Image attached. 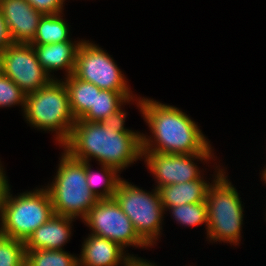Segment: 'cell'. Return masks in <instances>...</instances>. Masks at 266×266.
Returning a JSON list of instances; mask_svg holds the SVG:
<instances>
[{
	"mask_svg": "<svg viewBox=\"0 0 266 266\" xmlns=\"http://www.w3.org/2000/svg\"><path fill=\"white\" fill-rule=\"evenodd\" d=\"M200 177L197 180L170 184L159 189L163 208L175 207L183 204L204 202L210 184Z\"/></svg>",
	"mask_w": 266,
	"mask_h": 266,
	"instance_id": "cell-17",
	"label": "cell"
},
{
	"mask_svg": "<svg viewBox=\"0 0 266 266\" xmlns=\"http://www.w3.org/2000/svg\"><path fill=\"white\" fill-rule=\"evenodd\" d=\"M24 116L34 128L55 131V140L63 145L76 122L63 81L52 79L46 86L26 94Z\"/></svg>",
	"mask_w": 266,
	"mask_h": 266,
	"instance_id": "cell-3",
	"label": "cell"
},
{
	"mask_svg": "<svg viewBox=\"0 0 266 266\" xmlns=\"http://www.w3.org/2000/svg\"><path fill=\"white\" fill-rule=\"evenodd\" d=\"M124 248L117 243L96 235H89L82 244L78 266H131L134 255L124 254Z\"/></svg>",
	"mask_w": 266,
	"mask_h": 266,
	"instance_id": "cell-13",
	"label": "cell"
},
{
	"mask_svg": "<svg viewBox=\"0 0 266 266\" xmlns=\"http://www.w3.org/2000/svg\"><path fill=\"white\" fill-rule=\"evenodd\" d=\"M0 8L13 42L30 44L43 14L26 0H0Z\"/></svg>",
	"mask_w": 266,
	"mask_h": 266,
	"instance_id": "cell-12",
	"label": "cell"
},
{
	"mask_svg": "<svg viewBox=\"0 0 266 266\" xmlns=\"http://www.w3.org/2000/svg\"><path fill=\"white\" fill-rule=\"evenodd\" d=\"M59 14L43 15L37 27V32L31 45H45L71 41L68 24Z\"/></svg>",
	"mask_w": 266,
	"mask_h": 266,
	"instance_id": "cell-19",
	"label": "cell"
},
{
	"mask_svg": "<svg viewBox=\"0 0 266 266\" xmlns=\"http://www.w3.org/2000/svg\"><path fill=\"white\" fill-rule=\"evenodd\" d=\"M81 42L73 43L65 41L62 43H52L45 45H32L37 59L44 71L50 75L52 70L65 69L66 77L73 74L75 69L76 54Z\"/></svg>",
	"mask_w": 266,
	"mask_h": 266,
	"instance_id": "cell-15",
	"label": "cell"
},
{
	"mask_svg": "<svg viewBox=\"0 0 266 266\" xmlns=\"http://www.w3.org/2000/svg\"><path fill=\"white\" fill-rule=\"evenodd\" d=\"M56 176L48 190L55 215L82 220L98 199L86 182L85 161L73 158L67 151L61 156Z\"/></svg>",
	"mask_w": 266,
	"mask_h": 266,
	"instance_id": "cell-4",
	"label": "cell"
},
{
	"mask_svg": "<svg viewBox=\"0 0 266 266\" xmlns=\"http://www.w3.org/2000/svg\"><path fill=\"white\" fill-rule=\"evenodd\" d=\"M90 163L85 162L86 182L91 193L98 199H112L117 191V187L121 182V178L117 175L118 170L102 164L103 173H94L90 168ZM103 186V190L99 192L97 186ZM103 184V185H102Z\"/></svg>",
	"mask_w": 266,
	"mask_h": 266,
	"instance_id": "cell-20",
	"label": "cell"
},
{
	"mask_svg": "<svg viewBox=\"0 0 266 266\" xmlns=\"http://www.w3.org/2000/svg\"><path fill=\"white\" fill-rule=\"evenodd\" d=\"M26 93L0 70V107L21 105L25 109Z\"/></svg>",
	"mask_w": 266,
	"mask_h": 266,
	"instance_id": "cell-24",
	"label": "cell"
},
{
	"mask_svg": "<svg viewBox=\"0 0 266 266\" xmlns=\"http://www.w3.org/2000/svg\"><path fill=\"white\" fill-rule=\"evenodd\" d=\"M147 167L157 179L156 189L183 182L197 180L201 177L200 170L194 160L209 161L213 154H166L159 152H142Z\"/></svg>",
	"mask_w": 266,
	"mask_h": 266,
	"instance_id": "cell-11",
	"label": "cell"
},
{
	"mask_svg": "<svg viewBox=\"0 0 266 266\" xmlns=\"http://www.w3.org/2000/svg\"><path fill=\"white\" fill-rule=\"evenodd\" d=\"M25 266H78V257L64 250H25Z\"/></svg>",
	"mask_w": 266,
	"mask_h": 266,
	"instance_id": "cell-21",
	"label": "cell"
},
{
	"mask_svg": "<svg viewBox=\"0 0 266 266\" xmlns=\"http://www.w3.org/2000/svg\"><path fill=\"white\" fill-rule=\"evenodd\" d=\"M131 266H155V263L153 264L150 261H146L144 259H135L132 263Z\"/></svg>",
	"mask_w": 266,
	"mask_h": 266,
	"instance_id": "cell-28",
	"label": "cell"
},
{
	"mask_svg": "<svg viewBox=\"0 0 266 266\" xmlns=\"http://www.w3.org/2000/svg\"><path fill=\"white\" fill-rule=\"evenodd\" d=\"M73 75L101 90L132 92L112 57L89 41L82 40L78 47Z\"/></svg>",
	"mask_w": 266,
	"mask_h": 266,
	"instance_id": "cell-8",
	"label": "cell"
},
{
	"mask_svg": "<svg viewBox=\"0 0 266 266\" xmlns=\"http://www.w3.org/2000/svg\"><path fill=\"white\" fill-rule=\"evenodd\" d=\"M125 118L126 114L106 122L76 120L62 146L77 160L89 162L94 157L101 165L120 171L143 157L142 134L126 129Z\"/></svg>",
	"mask_w": 266,
	"mask_h": 266,
	"instance_id": "cell-1",
	"label": "cell"
},
{
	"mask_svg": "<svg viewBox=\"0 0 266 266\" xmlns=\"http://www.w3.org/2000/svg\"><path fill=\"white\" fill-rule=\"evenodd\" d=\"M170 209L175 220L186 226H197L205 223L206 229H208V213L206 200L204 202L183 204Z\"/></svg>",
	"mask_w": 266,
	"mask_h": 266,
	"instance_id": "cell-22",
	"label": "cell"
},
{
	"mask_svg": "<svg viewBox=\"0 0 266 266\" xmlns=\"http://www.w3.org/2000/svg\"><path fill=\"white\" fill-rule=\"evenodd\" d=\"M0 266H25V242L0 234Z\"/></svg>",
	"mask_w": 266,
	"mask_h": 266,
	"instance_id": "cell-23",
	"label": "cell"
},
{
	"mask_svg": "<svg viewBox=\"0 0 266 266\" xmlns=\"http://www.w3.org/2000/svg\"><path fill=\"white\" fill-rule=\"evenodd\" d=\"M54 215L50 194L45 188L13 197L8 189L0 209V234L26 242L32 233Z\"/></svg>",
	"mask_w": 266,
	"mask_h": 266,
	"instance_id": "cell-5",
	"label": "cell"
},
{
	"mask_svg": "<svg viewBox=\"0 0 266 266\" xmlns=\"http://www.w3.org/2000/svg\"><path fill=\"white\" fill-rule=\"evenodd\" d=\"M153 193V194H152ZM123 212L130 218L137 234L149 245H154L162 229L165 209L158 189L146 192L121 180L113 197Z\"/></svg>",
	"mask_w": 266,
	"mask_h": 266,
	"instance_id": "cell-7",
	"label": "cell"
},
{
	"mask_svg": "<svg viewBox=\"0 0 266 266\" xmlns=\"http://www.w3.org/2000/svg\"><path fill=\"white\" fill-rule=\"evenodd\" d=\"M83 221L93 231L91 234L107 238L122 248L149 246L137 234L130 218L114 198L98 200Z\"/></svg>",
	"mask_w": 266,
	"mask_h": 266,
	"instance_id": "cell-9",
	"label": "cell"
},
{
	"mask_svg": "<svg viewBox=\"0 0 266 266\" xmlns=\"http://www.w3.org/2000/svg\"><path fill=\"white\" fill-rule=\"evenodd\" d=\"M63 81L69 97L71 112L76 120L81 119L91 107H94L95 85L75 77L67 76Z\"/></svg>",
	"mask_w": 266,
	"mask_h": 266,
	"instance_id": "cell-18",
	"label": "cell"
},
{
	"mask_svg": "<svg viewBox=\"0 0 266 266\" xmlns=\"http://www.w3.org/2000/svg\"><path fill=\"white\" fill-rule=\"evenodd\" d=\"M262 178L266 183V168L264 169V171L262 172Z\"/></svg>",
	"mask_w": 266,
	"mask_h": 266,
	"instance_id": "cell-29",
	"label": "cell"
},
{
	"mask_svg": "<svg viewBox=\"0 0 266 266\" xmlns=\"http://www.w3.org/2000/svg\"><path fill=\"white\" fill-rule=\"evenodd\" d=\"M213 184L210 183L207 197L209 241H226L237 245L241 237L243 208L236 188L219 168ZM229 181V182H228Z\"/></svg>",
	"mask_w": 266,
	"mask_h": 266,
	"instance_id": "cell-6",
	"label": "cell"
},
{
	"mask_svg": "<svg viewBox=\"0 0 266 266\" xmlns=\"http://www.w3.org/2000/svg\"><path fill=\"white\" fill-rule=\"evenodd\" d=\"M12 44H14V42L11 37L9 27L6 24L2 10L0 8V52Z\"/></svg>",
	"mask_w": 266,
	"mask_h": 266,
	"instance_id": "cell-26",
	"label": "cell"
},
{
	"mask_svg": "<svg viewBox=\"0 0 266 266\" xmlns=\"http://www.w3.org/2000/svg\"><path fill=\"white\" fill-rule=\"evenodd\" d=\"M0 70L26 94L35 92L52 80L40 65L31 44L14 43L1 51Z\"/></svg>",
	"mask_w": 266,
	"mask_h": 266,
	"instance_id": "cell-10",
	"label": "cell"
},
{
	"mask_svg": "<svg viewBox=\"0 0 266 266\" xmlns=\"http://www.w3.org/2000/svg\"><path fill=\"white\" fill-rule=\"evenodd\" d=\"M137 103L154 137L142 134V152L212 153L202 130L182 110L144 97Z\"/></svg>",
	"mask_w": 266,
	"mask_h": 266,
	"instance_id": "cell-2",
	"label": "cell"
},
{
	"mask_svg": "<svg viewBox=\"0 0 266 266\" xmlns=\"http://www.w3.org/2000/svg\"><path fill=\"white\" fill-rule=\"evenodd\" d=\"M5 175L6 174H4V172H3V166L1 165L0 166V209H1V206L4 202L6 193H7L8 189L10 188Z\"/></svg>",
	"mask_w": 266,
	"mask_h": 266,
	"instance_id": "cell-27",
	"label": "cell"
},
{
	"mask_svg": "<svg viewBox=\"0 0 266 266\" xmlns=\"http://www.w3.org/2000/svg\"><path fill=\"white\" fill-rule=\"evenodd\" d=\"M73 217L53 215L25 242V250H63L71 235Z\"/></svg>",
	"mask_w": 266,
	"mask_h": 266,
	"instance_id": "cell-14",
	"label": "cell"
},
{
	"mask_svg": "<svg viewBox=\"0 0 266 266\" xmlns=\"http://www.w3.org/2000/svg\"><path fill=\"white\" fill-rule=\"evenodd\" d=\"M35 10L43 15L61 14L65 0H26Z\"/></svg>",
	"mask_w": 266,
	"mask_h": 266,
	"instance_id": "cell-25",
	"label": "cell"
},
{
	"mask_svg": "<svg viewBox=\"0 0 266 266\" xmlns=\"http://www.w3.org/2000/svg\"><path fill=\"white\" fill-rule=\"evenodd\" d=\"M131 94L132 92L101 90L95 85L94 107L78 120L106 122L122 118L126 113L121 106L132 101L134 96Z\"/></svg>",
	"mask_w": 266,
	"mask_h": 266,
	"instance_id": "cell-16",
	"label": "cell"
}]
</instances>
